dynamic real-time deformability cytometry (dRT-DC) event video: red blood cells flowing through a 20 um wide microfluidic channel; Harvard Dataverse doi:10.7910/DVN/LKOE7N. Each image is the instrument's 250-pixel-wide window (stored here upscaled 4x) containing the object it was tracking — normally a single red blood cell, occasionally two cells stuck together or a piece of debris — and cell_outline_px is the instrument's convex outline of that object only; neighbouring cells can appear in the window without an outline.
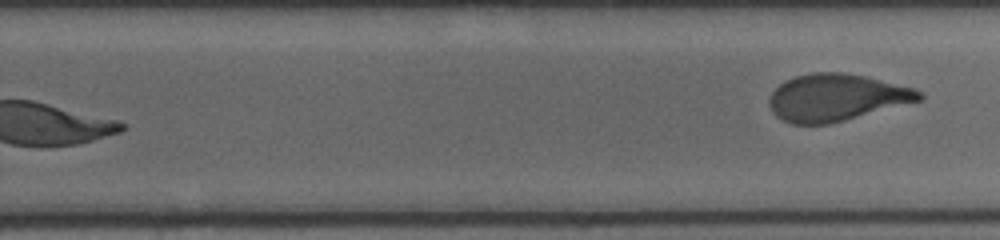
{"species": "human", "species_latin": "Homo sapiens", "temperature_condition": "cold", "stored_images_in_passage": 22, "segment_of_instrument_passage": [2, 2], "camera_frame_rate_fps": 3000, "um_per_image_px": 0.085, "donor": {"sex": "female"}, "frame": {"image": 1, "passage_image": 22, "time_ms": 7.667, "image_size_px": [1000, 240], "cell_outline_px": [[924, 96], [920, 100], [844, 120], [828, 124], [792, 124], [776, 116], [772, 112], [768, 104], [768, 100], [772, 92], [784, 80], [796, 76], [812, 72], [844, 72], [868, 76], [916, 88]], "centroid_in_image_um": [71.07, 8.27], "position_along_channel_um": 258.7, "area_um2": 41.1}}